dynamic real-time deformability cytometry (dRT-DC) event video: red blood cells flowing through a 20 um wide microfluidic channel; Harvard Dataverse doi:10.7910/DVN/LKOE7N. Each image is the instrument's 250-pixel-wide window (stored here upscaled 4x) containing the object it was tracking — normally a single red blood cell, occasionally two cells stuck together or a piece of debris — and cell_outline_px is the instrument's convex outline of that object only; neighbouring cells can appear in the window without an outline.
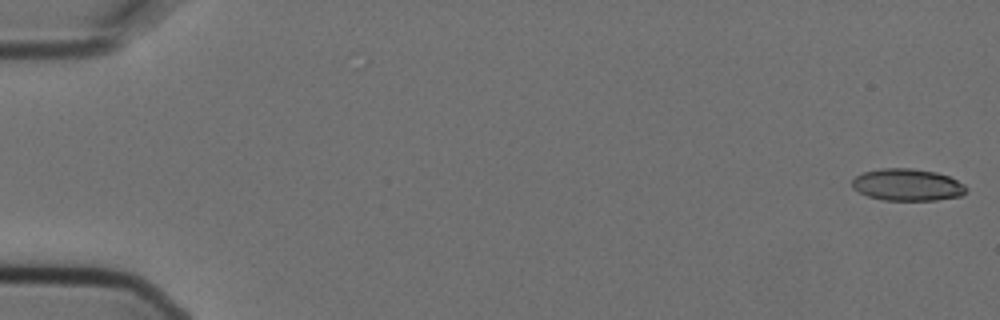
{"species": "Egyptian fruit bat (a non-hibernating species)", "species_latin": "Rousettus aegyptiacus", "temperature_condition": "cold", "stored_images_in_passage": 6, "camera_frame_rate_fps": 3000, "um_per_image_px": 0.085, "animal": {"sex": "female"}, "frame": {"image": 1, "passage_image": 1, "time_ms": 0.0, "image_size_px": [1000, 320], "cell_outline_px": [[968, 188], [960, 196], [936, 200], [884, 200], [868, 196], [852, 188], [852, 180], [856, 176], [864, 172], [880, 168], [912, 168], [936, 172], [948, 176], [964, 184]], "centroid_in_image_um": [77.12, 15.7], "position_along_channel_um": 7.9, "area_um2": 21.21}}
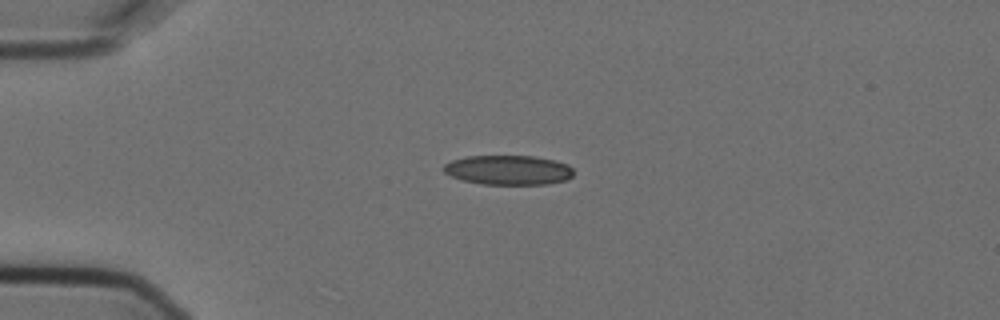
{"frame": {"image": 2, "passage_image": 4, "time_ms": 1.0, "image_size_px": [1000, 320], "cell_outline_px": [[572, 176], [564, 180], [544, 184], [484, 184], [464, 180], [452, 176], [444, 172], [440, 168], [444, 164], [452, 160], [468, 156], [536, 156], [556, 160], [568, 164], [572, 168]], "centroid_in_image_um": [43.19, 14.44], "position_along_channel_um": 41.8, "area_um2": 22.31}}
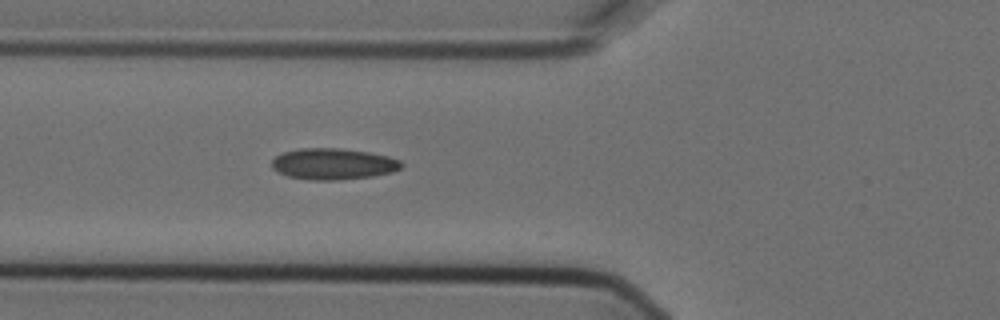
{"frame": {"image": 3, "passage_image": 6, "time_ms": 1.667, "image_size_px": [1000, 320], "cell_outline_px": [[404, 164], [400, 168], [392, 172], [372, 176], [336, 180], [312, 180], [288, 176], [276, 172], [272, 168], [272, 160], [276, 156], [284, 152], [300, 148], [340, 148], [368, 152], [388, 156], [400, 160]], "centroid_in_image_um": [28.31, 13.93], "position_along_channel_um": 97.5, "area_um2": 23.58}}